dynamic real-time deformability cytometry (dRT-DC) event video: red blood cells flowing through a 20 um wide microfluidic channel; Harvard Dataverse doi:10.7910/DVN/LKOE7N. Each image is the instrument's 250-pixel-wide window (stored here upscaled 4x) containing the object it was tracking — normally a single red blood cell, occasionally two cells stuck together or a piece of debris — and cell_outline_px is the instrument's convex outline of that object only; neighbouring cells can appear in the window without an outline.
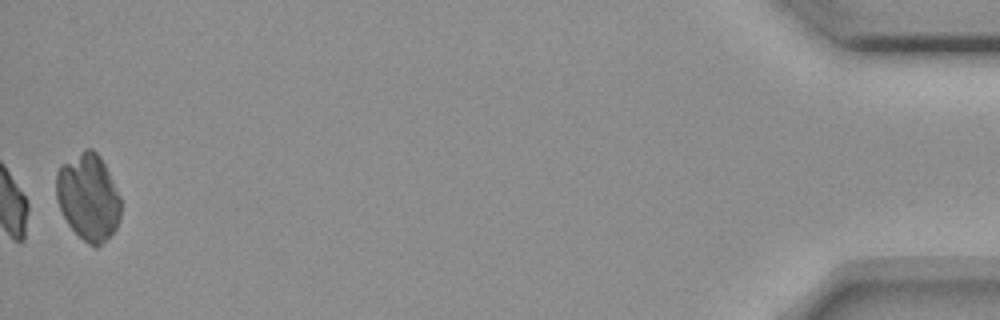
{"species": "common noctule bat (a hibernating species)", "species_latin": "Nyctalus noctula", "temperature_condition": "room temperature", "stored_images_in_passage": 54, "camera_frame_rate_fps": 3000, "um_per_image_px": 0.085, "animal": {"sex": "female", "body_mass_g": 18.4}, "frame": {"image": 1, "passage_image": 54, "time_ms": 17.667, "image_size_px": [1000, 320], "cell_outline_px": [[120, 216], [116, 228], [96, 248], [88, 244], [68, 224], [56, 200], [56, 172], [60, 164], [84, 148], [92, 148], [100, 156], [120, 196]], "centroid_in_image_um": [7.48, 16.71], "position_along_channel_um": 427.7, "area_um2": 32.54}}